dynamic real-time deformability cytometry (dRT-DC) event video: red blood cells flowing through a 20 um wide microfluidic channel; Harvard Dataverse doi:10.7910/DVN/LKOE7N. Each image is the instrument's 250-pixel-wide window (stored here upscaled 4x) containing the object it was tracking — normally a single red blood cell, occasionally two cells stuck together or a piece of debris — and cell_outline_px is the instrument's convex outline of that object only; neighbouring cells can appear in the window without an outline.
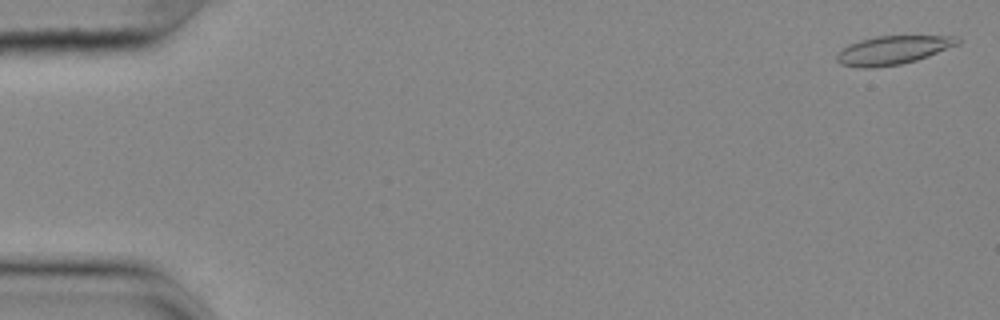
{"species": "common noctule bat (a hibernating species)", "species_latin": "Nyctalus noctula", "temperature_condition": "cold", "stored_images_in_passage": 56, "camera_frame_rate_fps": 3000, "um_per_image_px": 0.085, "animal": {"sex": "female", "body_mass_g": 25.1}, "frame": {"image": 1, "passage_image": 2, "time_ms": 0.333, "image_size_px": [1000, 320], "cell_outline_px": [[960, 44], [928, 56], [916, 60], [900, 64], [872, 68], [860, 68], [840, 64], [836, 60], [836, 56], [848, 44], [860, 40], [876, 36], [956, 36], [960, 40]], "centroid_in_image_um": [75.89, 4.26], "position_along_channel_um": 9.1, "area_um2": 20.06}}
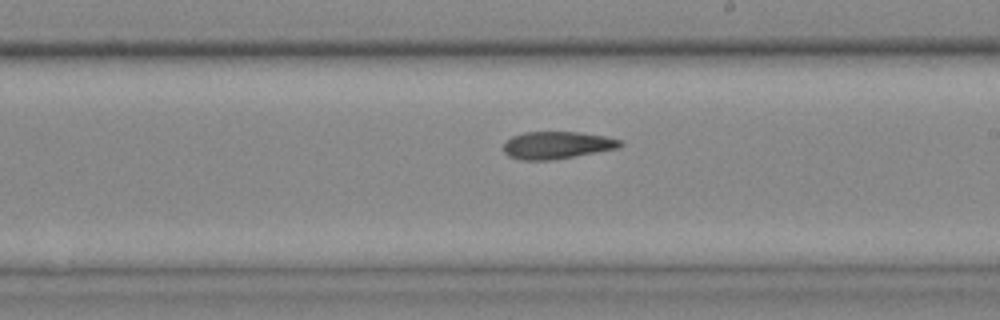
{"frame": {"image": 2, "passage_image": 33, "time_ms": 10.667, "image_size_px": [1000, 320], "cell_outline_px": [[624, 144], [616, 148], [552, 160], [520, 160], [508, 156], [504, 152], [504, 140], [512, 136], [524, 132], [580, 132], [604, 136], [620, 140]], "centroid_in_image_um": [47.27, 12.33], "position_along_channel_um": 241.7, "area_um2": 18.5}}
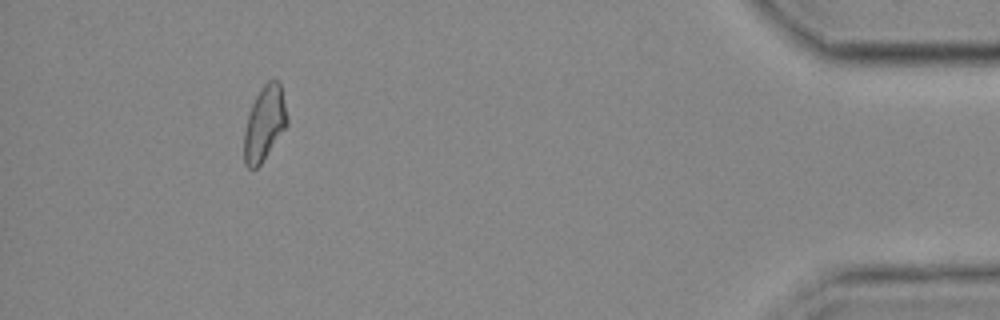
{"frame": {"image": 3, "passage_image": 52, "time_ms": 17.0, "image_size_px": [1000, 320], "cell_outline_px": [[288, 124], [260, 164], [256, 168], [248, 168], [244, 164], [244, 132], [248, 116], [252, 104], [260, 88], [268, 80], [276, 80], [280, 84], [288, 116]], "centroid_in_image_um": [22.48, 10.48], "position_along_channel_um": 412.7, "area_um2": 18.5}}